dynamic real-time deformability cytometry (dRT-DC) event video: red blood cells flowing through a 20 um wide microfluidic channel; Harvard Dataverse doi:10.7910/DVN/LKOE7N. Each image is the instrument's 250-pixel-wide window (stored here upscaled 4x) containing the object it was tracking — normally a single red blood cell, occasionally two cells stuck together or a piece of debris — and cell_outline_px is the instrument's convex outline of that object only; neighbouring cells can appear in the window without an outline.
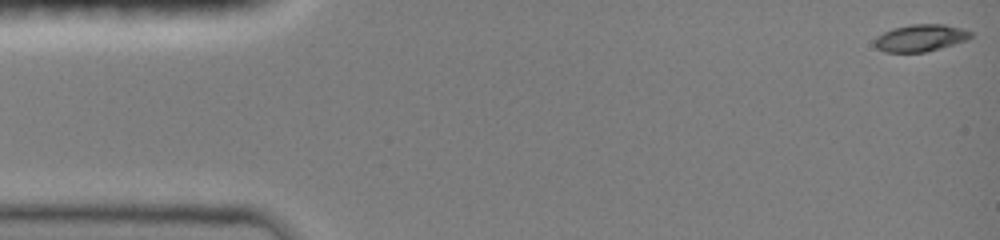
{"species": "common noctule bat (a hibernating species)", "species_latin": "Nyctalus noctula", "temperature_condition": "room temperature", "stored_images_in_passage": 47, "camera_frame_rate_fps": 3000, "um_per_image_px": 0.085, "animal": {"sex": "female", "body_mass_g": 19.0, "forearm_length_mm": 51.5}, "frame": {"image": 1, "passage_image": 1, "time_ms": 0.0, "image_size_px": [1000, 240], "cell_outline_px": [[972, 36], [964, 40], [952, 44], [924, 52], [884, 52], [876, 48], [876, 36], [892, 28], [908, 24], [944, 24], [960, 28], [972, 32]], "centroid_in_image_um": [78.2, 3.21], "position_along_channel_um": 6.8, "area_um2": 14.91}}
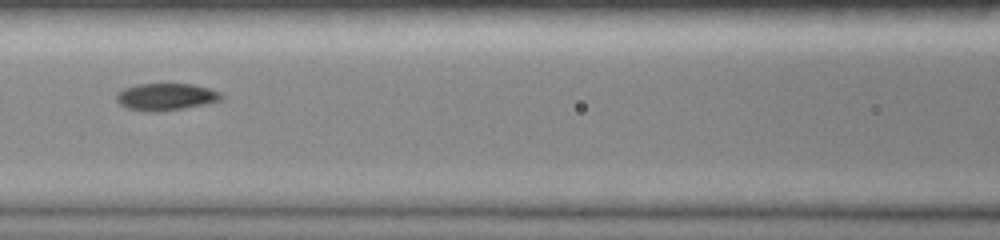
{"frame": {"image": 2, "passage_image": 21, "time_ms": 6.667, "image_size_px": [1000, 240], "cell_outline_px": [[224, 96], [220, 100], [208, 104], [184, 108], [156, 112], [148, 112], [128, 108], [120, 104], [116, 100], [116, 92], [124, 88], [136, 84], [192, 84], [208, 88], [220, 92]], "centroid_in_image_um": [14.09, 8.23], "position_along_channel_um": 152.5, "area_um2": 16.65}}
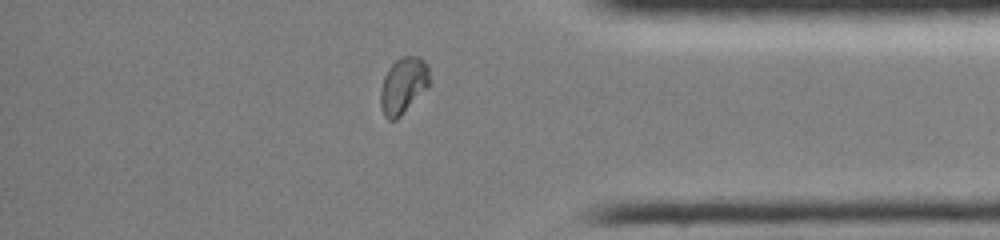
{"frame": {"image": 3, "passage_image": 40, "time_ms": 13.0, "image_size_px": [1000, 240], "cell_outline_px": [[432, 84], [396, 120], [388, 120], [384, 116], [380, 104], [380, 88], [384, 76], [388, 68], [396, 60], [404, 56], [420, 56], [428, 64]], "centroid_in_image_um": [34.31, 7.26], "position_along_channel_um": 400.9, "area_um2": 16.47}, "authors_computed_cell_mechanics": {"area_um2": 16.2996, "velocity_mm_per_s": 4.0454, "shape_relaxation_time_tau1_ms": 5.0625, "shape_relaxation_time_tau2_ms": 1.175, "deformation_change_tau1": 0.1993, "deformation_change_tau2": 0.0319}}